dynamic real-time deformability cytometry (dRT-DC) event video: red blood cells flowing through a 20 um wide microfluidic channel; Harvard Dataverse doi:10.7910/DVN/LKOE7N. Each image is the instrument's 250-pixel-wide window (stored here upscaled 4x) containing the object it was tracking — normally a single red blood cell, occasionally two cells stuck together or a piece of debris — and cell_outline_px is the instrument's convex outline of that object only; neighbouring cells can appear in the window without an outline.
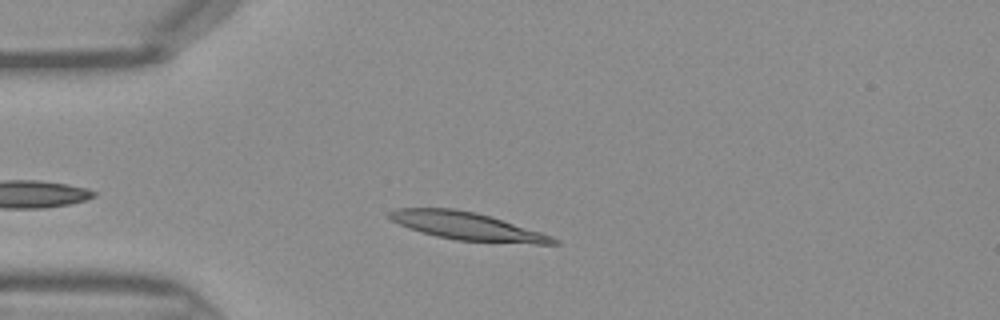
{"species": "Egyptian fruit bat (a non-hibernating species)", "species_latin": "Rousettus aegyptiacus", "temperature_condition": "warm", "stored_images_in_passage": 35, "camera_frame_rate_fps": 3000, "um_per_image_px": 0.085, "frame": {"image": 1, "passage_image": 5, "time_ms": 1.333, "image_size_px": [1000, 320], "cell_outline_px": [[560, 244], [536, 244], [456, 240], [436, 236], [420, 232], [408, 228], [392, 220], [388, 216], [388, 212], [396, 208], [452, 208], [476, 212], [492, 216], [552, 236], [560, 240]], "centroid_in_image_um": [39.72, 19.22], "position_along_channel_um": 45.3, "area_um2": 26.59}}
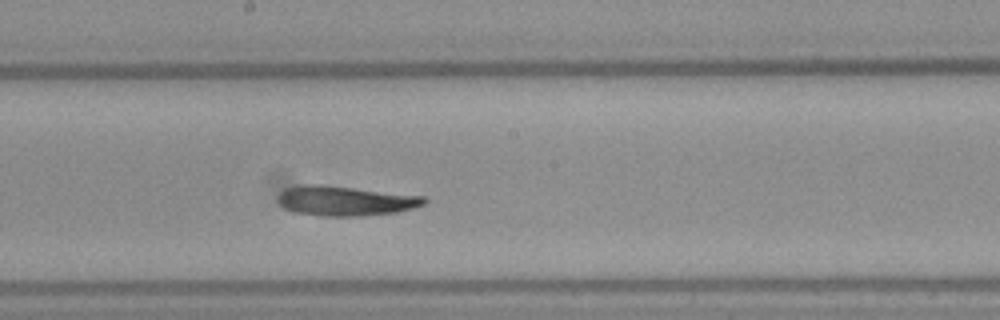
{"frame": {"image": 2, "passage_image": 18, "time_ms": 5.667, "image_size_px": [1000, 320], "cell_outline_px": [[428, 200], [424, 204], [412, 208], [396, 212], [360, 216], [320, 216], [296, 212], [284, 208], [276, 200], [276, 196], [284, 188], [308, 184], [324, 184], [424, 196]], "centroid_in_image_um": [29.31, 17.06], "position_along_channel_um": 218.9, "area_um2": 25.55}}
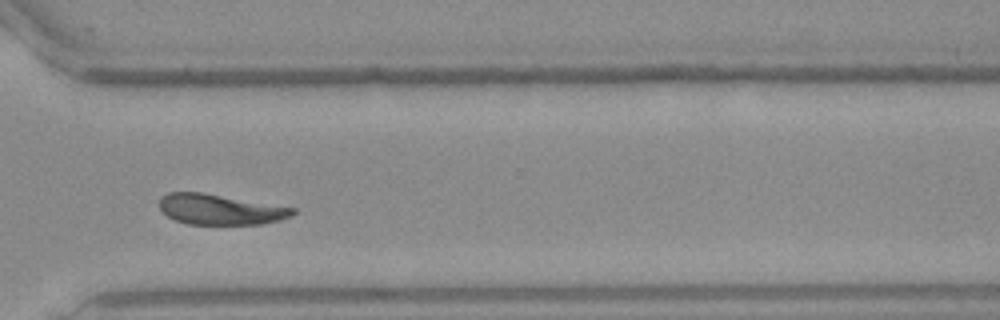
{"frame": {"image": 3, "passage_image": 27, "time_ms": 8.667, "image_size_px": [1000, 320], "cell_outline_px": [[296, 212], [292, 216], [280, 220], [260, 224], [188, 224], [176, 220], [168, 216], [160, 208], [160, 196], [168, 192], [200, 192], [296, 208]], "centroid_in_image_um": [18.72, 17.8], "position_along_channel_um": 351.9, "area_um2": 23.47}}